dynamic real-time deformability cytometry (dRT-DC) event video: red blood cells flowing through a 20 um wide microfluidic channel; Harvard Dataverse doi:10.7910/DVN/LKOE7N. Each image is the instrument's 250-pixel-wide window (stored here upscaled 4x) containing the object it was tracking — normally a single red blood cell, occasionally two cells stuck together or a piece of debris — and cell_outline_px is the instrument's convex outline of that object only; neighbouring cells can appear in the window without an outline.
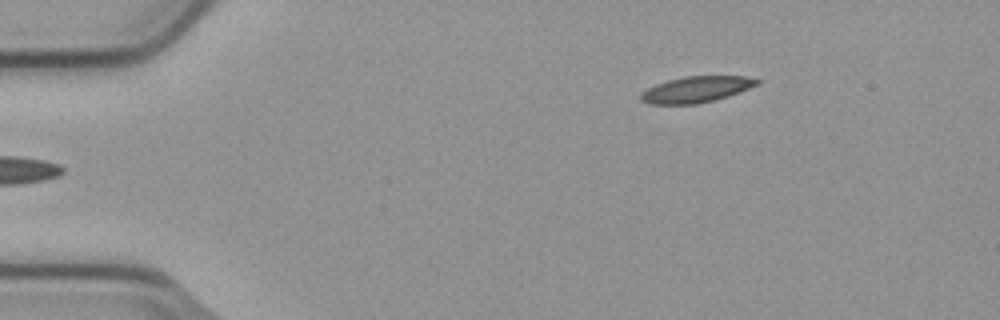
{"species": "common noctule bat (a hibernating species)", "species_latin": "Nyctalus noctula", "temperature_condition": "cold", "stored_images_in_passage": 4, "camera_frame_rate_fps": 3000, "um_per_image_px": 0.085, "animal": {"sex": "male", "body_mass_g": 23.1, "forearm_length_mm": 52.7}, "frame": {"image": 1, "passage_image": 4, "time_ms": 1.0, "image_size_px": [1000, 320], "cell_outline_px": [[760, 84], [728, 96], [716, 100], [696, 104], [648, 104], [640, 100], [640, 92], [656, 84], [668, 80], [684, 76], [744, 76], [760, 80]], "centroid_in_image_um": [59.16, 7.6], "position_along_channel_um": 25.8, "area_um2": 17.74}}